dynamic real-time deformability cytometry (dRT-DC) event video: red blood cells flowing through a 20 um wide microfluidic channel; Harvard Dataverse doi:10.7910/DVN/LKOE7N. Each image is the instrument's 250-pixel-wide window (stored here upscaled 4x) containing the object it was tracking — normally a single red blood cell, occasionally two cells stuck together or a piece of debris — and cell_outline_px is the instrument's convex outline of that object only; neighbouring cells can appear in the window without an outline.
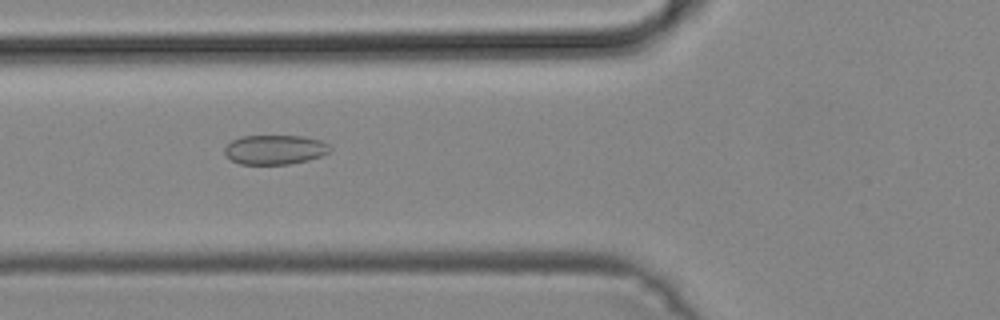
{"species": "common noctule bat (a hibernating species)", "species_latin": "Nyctalus noctula", "temperature_condition": "cold", "stored_images_in_passage": 37, "camera_frame_rate_fps": 3000, "um_per_image_px": 0.085, "animal": {"sex": "male", "body_mass_g": 19.2, "forearm_length_mm": 51.8}, "frame": {"image": 1, "passage_image": 6, "time_ms": 1.667, "image_size_px": [1000, 320], "cell_outline_px": [[332, 148], [328, 152], [320, 156], [308, 160], [288, 164], [240, 164], [232, 160], [224, 152], [224, 148], [232, 140], [240, 136], [304, 136], [320, 140], [328, 144]], "centroid_in_image_um": [23.36, 12.71], "position_along_channel_um": 102.4, "area_um2": 18.03}}
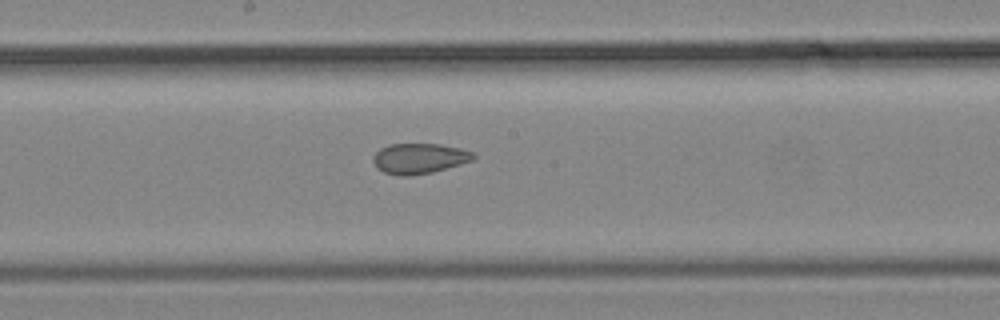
{"frame": {"image": 2, "passage_image": 14, "time_ms": 4.333, "image_size_px": [1000, 320], "cell_outline_px": [[476, 156], [472, 160], [460, 164], [432, 172], [408, 176], [400, 176], [384, 172], [376, 168], [372, 160], [372, 156], [380, 148], [388, 144], [440, 144], [460, 148], [472, 152]], "centroid_in_image_um": [35.59, 13.46], "position_along_channel_um": 212.6, "area_um2": 17.74}}
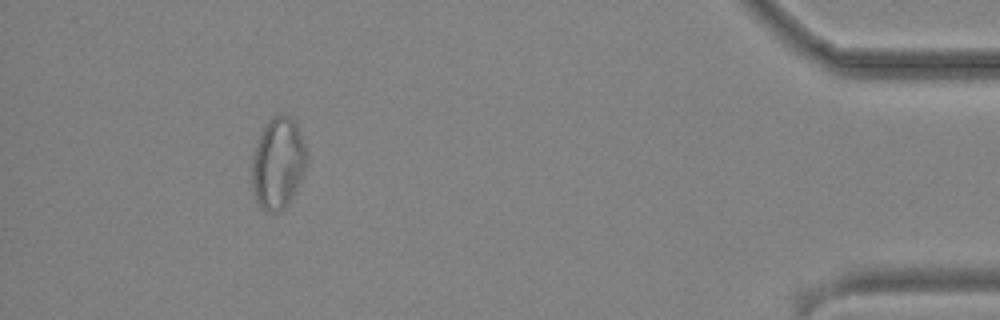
{"frame": {"image": 3, "passage_image": 33, "time_ms": 10.667, "image_size_px": [1000, 320], "cell_outline_px": [[308, 160], [304, 172], [288, 204], [284, 208], [276, 212], [264, 212], [256, 200], [252, 188], [252, 156], [256, 144], [264, 124], [272, 116], [280, 112], [288, 116], [296, 124], [300, 132], [308, 152]], "centroid_in_image_um": [23.63, 13.85], "position_along_channel_um": 411.6, "area_um2": 29.48}}